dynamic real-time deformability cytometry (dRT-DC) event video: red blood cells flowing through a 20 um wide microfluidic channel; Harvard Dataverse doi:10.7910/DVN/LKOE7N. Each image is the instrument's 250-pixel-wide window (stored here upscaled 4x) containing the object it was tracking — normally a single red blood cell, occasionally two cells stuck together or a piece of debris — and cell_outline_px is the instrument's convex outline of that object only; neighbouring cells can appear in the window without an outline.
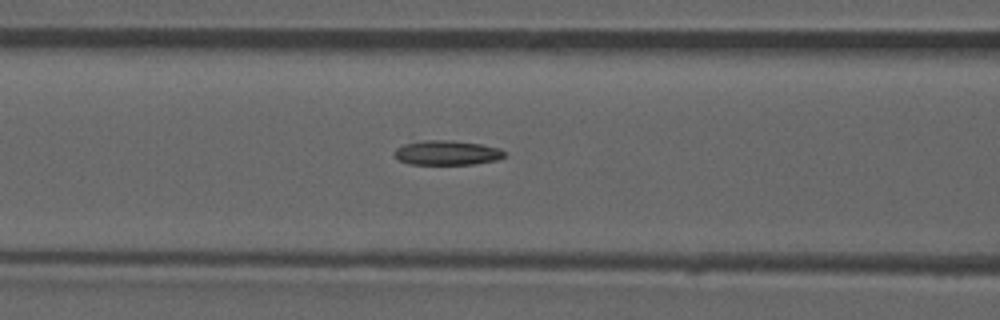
{"species": "common noctule bat (a hibernating species)", "species_latin": "Nyctalus noctula", "temperature_condition": "room temperature", "stored_images_in_passage": 47, "camera_frame_rate_fps": 3000, "um_per_image_px": 0.085, "animal": {"sex": "male", "forearm_length_mm": 52.5}, "frame": {"image": 1, "passage_image": 21, "time_ms": 6.667, "image_size_px": [1000, 320], "cell_outline_px": [[508, 156], [496, 160], [476, 164], [408, 164], [400, 160], [392, 152], [396, 148], [404, 144], [424, 140], [452, 140], [480, 144], [500, 148]], "centroid_in_image_um": [38.01, 12.98], "position_along_channel_um": 128.6, "area_um2": 15.84}}